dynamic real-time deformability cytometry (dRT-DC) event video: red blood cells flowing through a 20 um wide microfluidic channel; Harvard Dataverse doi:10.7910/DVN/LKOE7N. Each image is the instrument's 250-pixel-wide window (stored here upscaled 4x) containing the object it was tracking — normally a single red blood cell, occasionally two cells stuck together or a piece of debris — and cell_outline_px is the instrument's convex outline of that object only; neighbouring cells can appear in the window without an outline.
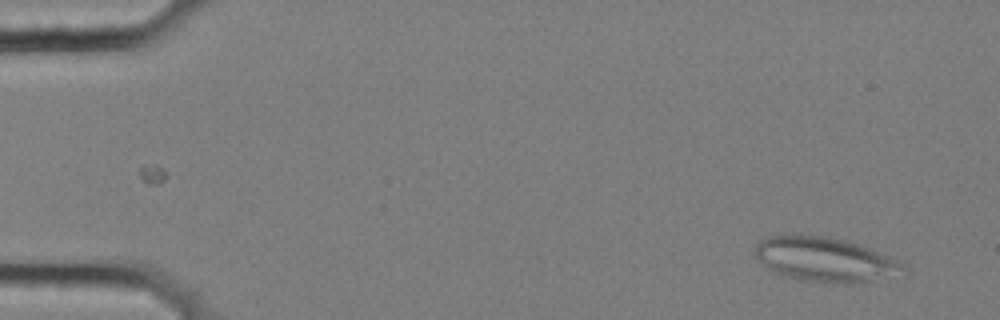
{"species": "common noctule bat (a hibernating species)", "species_latin": "Nyctalus noctula", "temperature_condition": "cold", "stored_images_in_passage": 7, "camera_frame_rate_fps": 3000, "um_per_image_px": 0.085, "animal": {"sex": "female", "body_mass_g": 25.1}, "frame": {"image": 1, "passage_image": 1, "time_ms": 0.0, "image_size_px": [1000, 320], "cell_outline_px": [[904, 268], [856, 284], [836, 284], [800, 280], [784, 276], [772, 272], [760, 264], [756, 256], [756, 244], [760, 240], [768, 236], [800, 232], [824, 236], [844, 240], [868, 248], [896, 260], [904, 264]], "centroid_in_image_um": [69.91, 22.02], "position_along_channel_um": 15.1, "area_um2": 38.09}}